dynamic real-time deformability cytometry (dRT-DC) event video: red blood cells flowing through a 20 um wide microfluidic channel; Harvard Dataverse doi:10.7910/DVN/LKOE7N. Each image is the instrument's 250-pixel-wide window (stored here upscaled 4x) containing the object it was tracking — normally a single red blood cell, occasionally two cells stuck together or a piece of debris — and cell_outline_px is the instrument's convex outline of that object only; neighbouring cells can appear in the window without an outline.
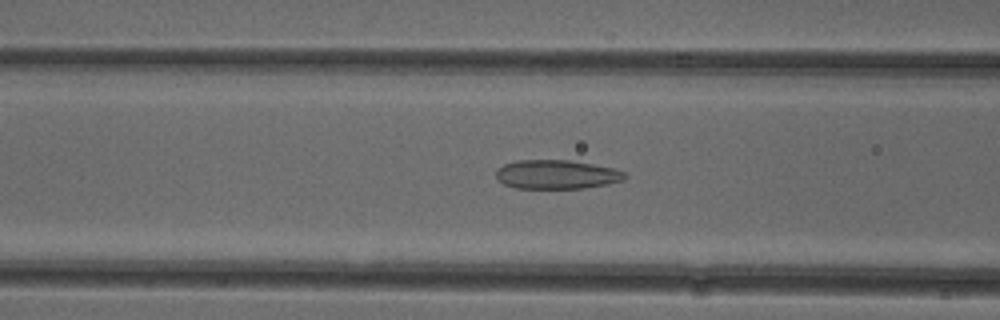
{"species": "common noctule bat (a hibernating species)", "species_latin": "Nyctalus noctula", "temperature_condition": "cold", "stored_images_in_passage": 51, "camera_frame_rate_fps": 3000, "um_per_image_px": 0.085, "animal": {"sex": "female"}, "frame": {"image": 1, "passage_image": 20, "time_ms": 6.333, "image_size_px": [1000, 320], "cell_outline_px": [[628, 176], [624, 180], [608, 184], [584, 188], [516, 188], [504, 184], [496, 180], [496, 168], [504, 164], [516, 160], [568, 160], [592, 164], [612, 168], [624, 172]], "centroid_in_image_um": [47.28, 14.83], "position_along_channel_um": 119.3, "area_um2": 21.85}}
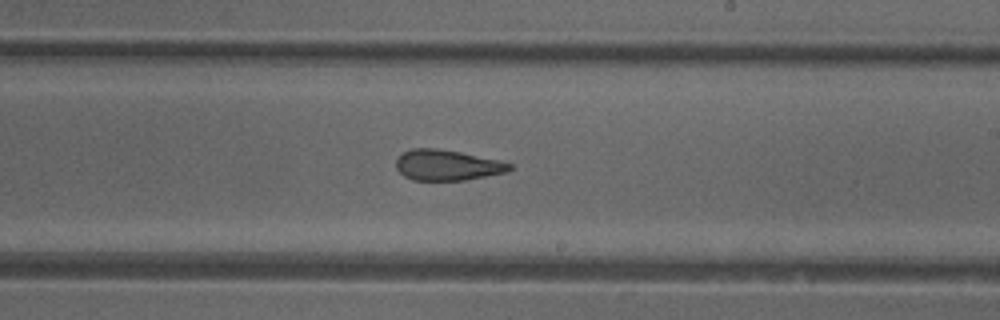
{"frame": {"image": 2, "passage_image": 30, "time_ms": 9.667, "image_size_px": [1000, 320], "cell_outline_px": [[512, 168], [508, 172], [464, 180], [412, 180], [404, 176], [396, 168], [396, 160], [404, 152], [412, 148], [436, 148], [460, 152], [500, 160], [512, 164]], "centroid_in_image_um": [38.02, 14.04], "position_along_channel_um": 251.0, "area_um2": 20.23}}
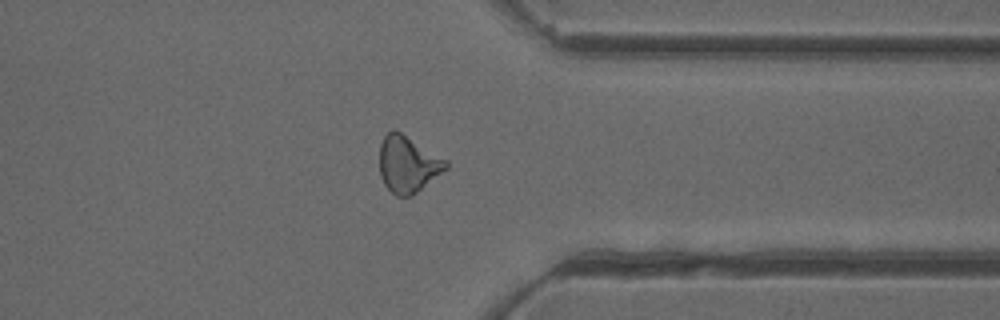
{"frame": {"image": 3, "passage_image": 40, "time_ms": 13.0, "image_size_px": [1000, 320], "cell_outline_px": [[448, 168], [412, 196], [396, 196], [384, 184], [380, 176], [380, 144], [384, 136], [392, 128], [400, 132], [448, 160]], "centroid_in_image_um": [34.67, 13.96], "position_along_channel_um": 376.7, "area_um2": 21.85}, "authors_computed_cell_mechanics": {"area_um2": 22.1374, "velocity_mm_per_s": 3.9448, "shape_relaxation_time_tau1_ms": null, "shape_relaxation_time_tau2_ms": 2.268, "deformation_change_tau1": null, "deformation_change_tau2": 0.1137}}